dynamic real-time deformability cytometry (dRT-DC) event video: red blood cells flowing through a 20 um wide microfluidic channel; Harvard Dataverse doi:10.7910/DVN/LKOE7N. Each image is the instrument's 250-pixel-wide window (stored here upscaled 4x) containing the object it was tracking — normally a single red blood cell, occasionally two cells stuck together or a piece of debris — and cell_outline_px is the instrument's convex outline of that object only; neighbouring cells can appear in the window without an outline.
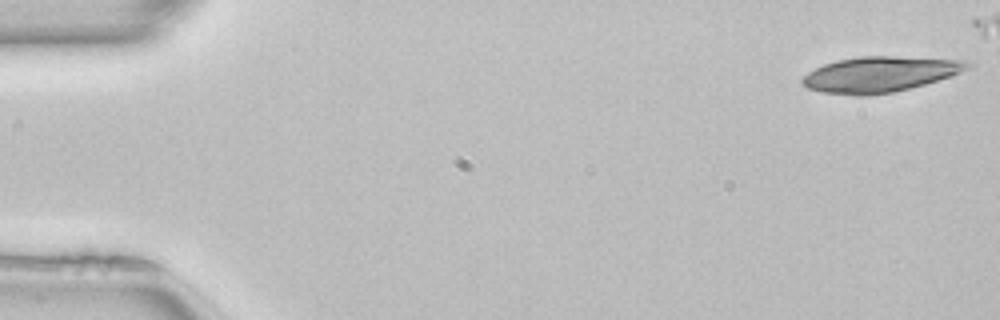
{"species": "common noctule bat (a hibernating species)", "species_latin": "Nyctalus noctula", "temperature_condition": "room temperature", "stored_images_in_passage": 17, "camera_frame_rate_fps": 3000, "um_per_image_px": 0.085, "animal": {"sex": "female", "body_mass_g": 22.7, "forearm_length_mm": 54.2}, "frame": {"image": 1, "passage_image": 1, "time_ms": 0.0, "image_size_px": [1000, 320], "cell_outline_px": [[972, 64], [968, 68], [960, 72], [924, 84], [892, 92], [868, 96], [852, 96], [820, 92], [808, 88], [800, 80], [808, 72], [824, 64], [836, 60], [860, 56], [892, 56], [964, 60]], "centroid_in_image_um": [74.73, 6.32], "position_along_channel_um": 10.3, "area_um2": 33.99}}